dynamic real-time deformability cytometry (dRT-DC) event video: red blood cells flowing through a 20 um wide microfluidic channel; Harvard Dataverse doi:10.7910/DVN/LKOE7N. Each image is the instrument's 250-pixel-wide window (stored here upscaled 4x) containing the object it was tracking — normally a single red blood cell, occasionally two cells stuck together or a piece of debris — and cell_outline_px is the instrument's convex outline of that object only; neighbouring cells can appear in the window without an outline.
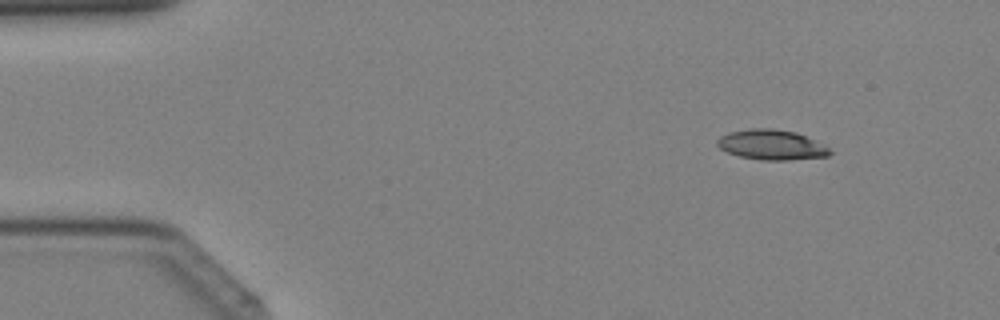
{"species": "Egyptian fruit bat (a non-hibernating species)", "species_latin": "Rousettus aegyptiacus", "temperature_condition": "cold", "stored_images_in_passage": 39, "camera_frame_rate_fps": 3000, "um_per_image_px": 0.085, "animal": {"sex": "female"}, "frame": {"image": 1, "passage_image": 4, "time_ms": 1.0, "image_size_px": [1000, 320], "cell_outline_px": [[832, 152], [828, 156], [788, 160], [760, 160], [740, 156], [728, 152], [720, 148], [716, 144], [716, 140], [720, 136], [728, 132], [752, 128], [772, 128], [796, 132], [828, 148]], "centroid_in_image_um": [65.52, 12.3], "position_along_channel_um": 19.5, "area_um2": 19.54}}
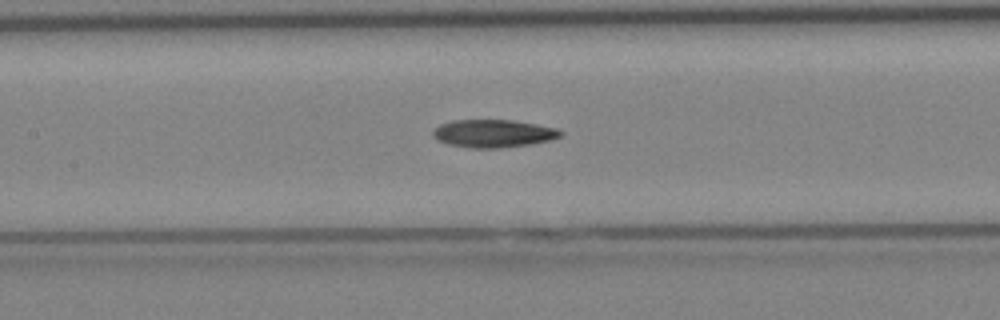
{"frame": {"image": 2, "passage_image": 18, "time_ms": 5.667, "image_size_px": [1000, 320], "cell_outline_px": [[564, 136], [552, 140], [528, 144], [496, 148], [472, 148], [448, 144], [432, 136], [432, 128], [440, 124], [452, 120], [512, 120], [536, 124], [556, 128], [564, 132]], "centroid_in_image_um": [41.94, 11.34], "position_along_channel_um": 165.5, "area_um2": 20.75}}
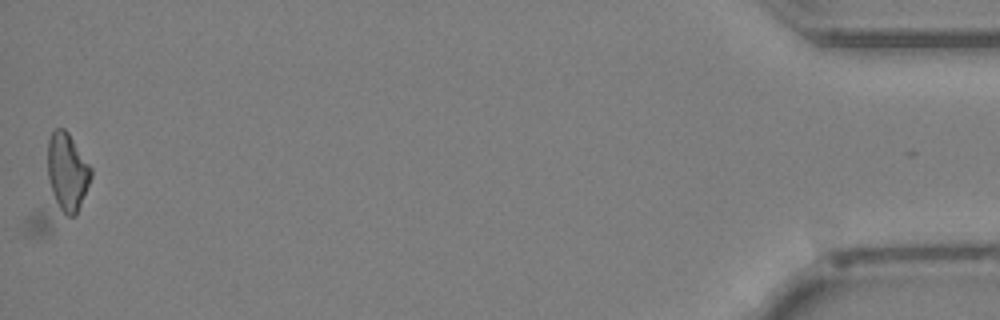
{"frame": {"image": 3, "passage_image": 39, "time_ms": 12.667, "image_size_px": [1000, 320], "cell_outline_px": [[92, 176], [76, 216], [52, 232], [44, 236], [32, 236], [24, 228], [24, 220], [48, 140], [52, 132], [56, 128], [64, 128], [68, 132], [92, 168]], "centroid_in_image_um": [4.92, 15.76], "position_along_channel_um": 430.3, "area_um2": 32.83}}